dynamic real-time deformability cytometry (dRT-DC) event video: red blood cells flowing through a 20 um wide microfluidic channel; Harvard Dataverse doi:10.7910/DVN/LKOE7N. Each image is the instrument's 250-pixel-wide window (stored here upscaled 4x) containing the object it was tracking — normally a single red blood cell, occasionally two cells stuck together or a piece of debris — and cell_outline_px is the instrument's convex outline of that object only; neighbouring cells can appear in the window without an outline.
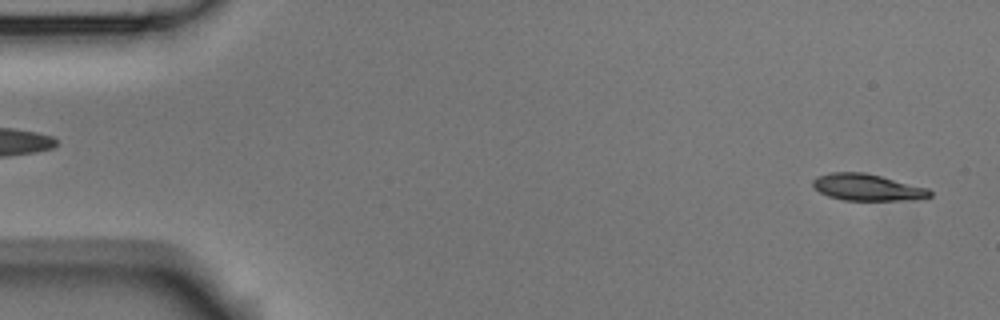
{"species": "Egyptian fruit bat (a non-hibernating species)", "species_latin": "Rousettus aegyptiacus", "temperature_condition": "room temperature", "stored_images_in_passage": 5, "segment_of_instrument_passage": [2, 2], "camera_frame_rate_fps": 3000, "um_per_image_px": 0.085, "animal": {"sex": "male"}, "frame": {"image": 1, "passage_image": 5, "time_ms": 1.333, "image_size_px": [1000, 320], "cell_outline_px": [[932, 196], [920, 200], [844, 200], [828, 196], [812, 188], [812, 180], [820, 176], [832, 172], [864, 172], [928, 188], [932, 192]], "centroid_in_image_um": [73.74, 15.93], "position_along_channel_um": 11.3, "area_um2": 18.21}}